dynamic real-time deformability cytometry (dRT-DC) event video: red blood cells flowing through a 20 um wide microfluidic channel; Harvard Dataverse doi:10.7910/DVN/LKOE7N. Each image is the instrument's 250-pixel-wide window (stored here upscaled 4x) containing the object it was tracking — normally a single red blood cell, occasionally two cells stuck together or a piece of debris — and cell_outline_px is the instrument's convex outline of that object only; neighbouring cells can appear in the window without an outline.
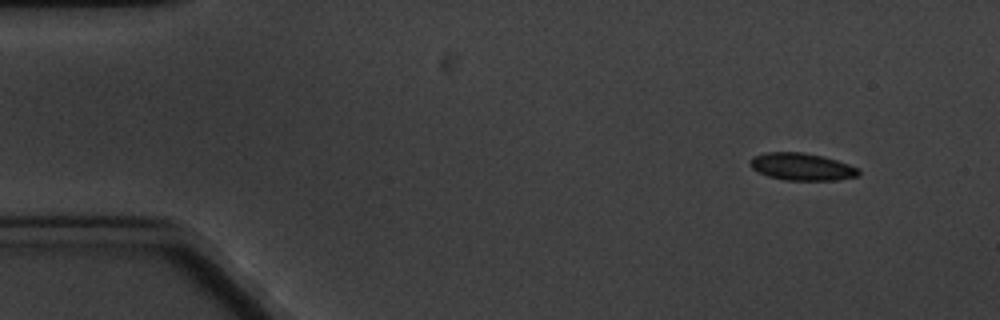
{"species": "common noctule bat (a hibernating species)", "species_latin": "Nyctalus noctula", "temperature_condition": "cold", "stored_images_in_passage": 4, "camera_frame_rate_fps": 3000, "um_per_image_px": 0.085, "animal": {"sex": "male", "body_mass_g": 20.1, "forearm_length_mm": 53.5}, "frame": {"image": 1, "passage_image": 1, "time_ms": 0.0, "image_size_px": [1000, 320], "cell_outline_px": [[860, 172], [856, 176], [836, 180], [784, 180], [768, 176], [756, 172], [748, 164], [752, 156], [764, 152], [804, 152], [836, 160], [860, 168]], "centroid_in_image_um": [68.09, 14.17], "position_along_channel_um": 16.9, "area_um2": 17.34}}
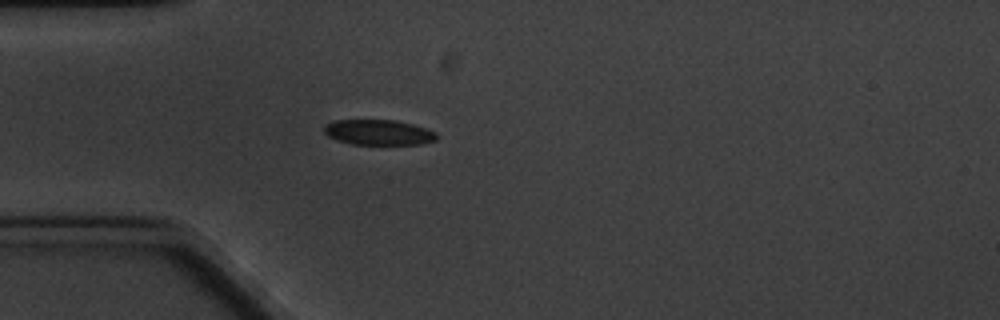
{"frame": {"image": 2, "passage_image": 4, "time_ms": 3.667, "image_size_px": [1000, 320], "cell_outline_px": [[436, 140], [420, 144], [352, 144], [336, 140], [328, 136], [324, 132], [324, 124], [332, 120], [396, 120], [412, 124], [436, 132]], "centroid_in_image_um": [32.13, 11.24], "position_along_channel_um": 52.9, "area_um2": 16.59}}